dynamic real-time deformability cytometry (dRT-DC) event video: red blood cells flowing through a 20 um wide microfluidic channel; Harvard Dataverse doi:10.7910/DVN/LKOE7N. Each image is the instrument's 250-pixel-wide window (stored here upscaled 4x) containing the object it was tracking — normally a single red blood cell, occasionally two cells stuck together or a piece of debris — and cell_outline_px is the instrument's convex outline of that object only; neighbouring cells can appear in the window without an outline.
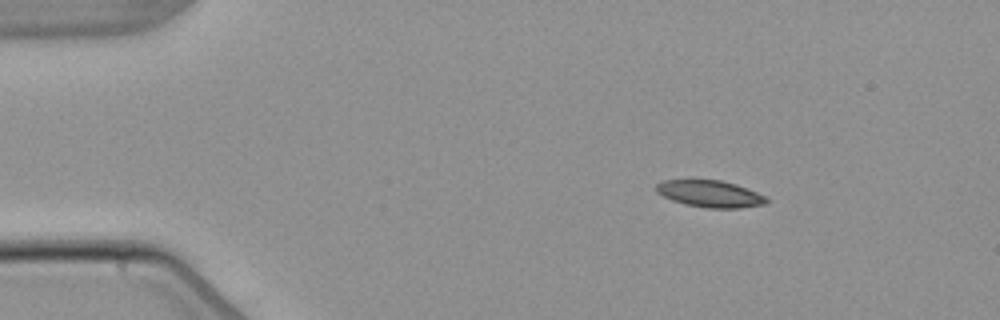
{"species": "common noctule bat (a hibernating species)", "species_latin": "Nyctalus noctula", "temperature_condition": "warm", "stored_images_in_passage": 4, "camera_frame_rate_fps": 3000, "um_per_image_px": 0.085, "animal": {"sex": "male", "body_mass_g": 21.5, "forearm_length_mm": 52.0}, "frame": {"image": 1, "passage_image": 2, "time_ms": 1.333, "image_size_px": [1000, 320], "cell_outline_px": [[768, 204], [740, 208], [708, 208], [684, 204], [672, 200], [656, 192], [656, 184], [664, 180], [720, 180], [736, 184], [748, 188], [764, 196], [768, 200]], "centroid_in_image_um": [60.37, 16.48], "position_along_channel_um": 24.6, "area_um2": 17.22}}
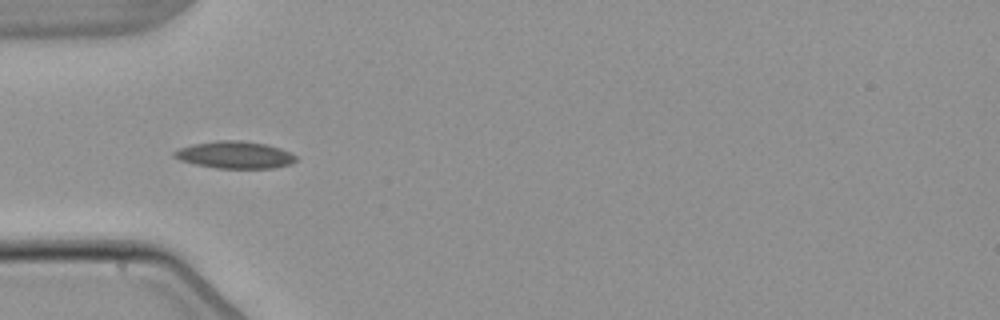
{"frame": {"image": 2, "passage_image": 4, "time_ms": 4.333, "image_size_px": [1000, 320], "cell_outline_px": [[296, 160], [292, 164], [272, 168], [216, 168], [196, 164], [180, 160], [172, 156], [172, 152], [180, 148], [192, 144], [216, 140], [240, 140], [264, 144], [280, 148], [296, 156]], "centroid_in_image_um": [19.93, 13.16], "position_along_channel_um": 65.1, "area_um2": 19.19}}